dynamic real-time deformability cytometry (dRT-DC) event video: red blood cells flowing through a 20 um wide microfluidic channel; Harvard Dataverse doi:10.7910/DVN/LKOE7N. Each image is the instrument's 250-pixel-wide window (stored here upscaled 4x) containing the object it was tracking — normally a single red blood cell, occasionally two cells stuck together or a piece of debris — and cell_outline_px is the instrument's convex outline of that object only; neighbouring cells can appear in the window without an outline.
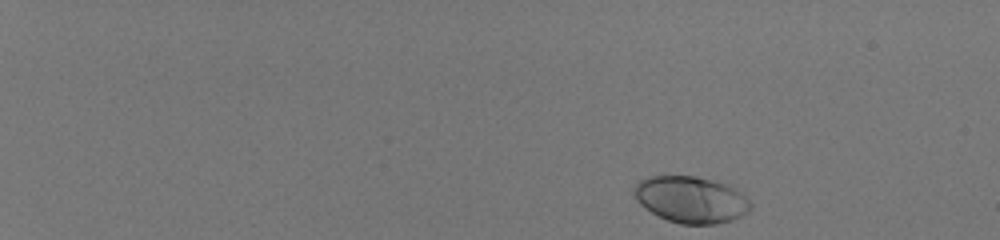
{"species": "human", "species_latin": "Homo sapiens", "temperature_condition": "room temperature", "stored_images_in_passage": 46, "camera_frame_rate_fps": 3000, "um_per_image_px": 0.085, "donor": {"sex": "male"}, "frame": {"image": 1, "passage_image": 1, "time_ms": 0.0, "image_size_px": [1000, 240], "cell_outline_px": [[752, 208], [748, 212], [732, 220], [716, 224], [680, 224], [668, 220], [644, 208], [636, 200], [632, 192], [636, 184], [640, 180], [648, 176], [696, 176], [724, 184], [740, 192], [752, 204]], "centroid_in_image_um": [58.7, 16.97], "position_along_channel_um": 26.3, "area_um2": 31.44}}
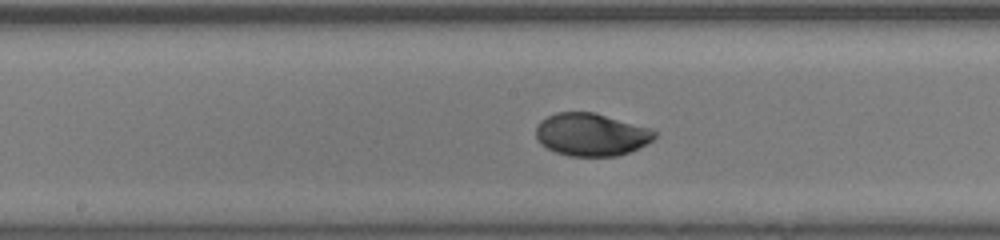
{"frame": {"image": 2, "passage_image": 26, "time_ms": 8.333, "image_size_px": [1000, 240], "cell_outline_px": [[656, 136], [652, 140], [628, 152], [616, 156], [568, 156], [556, 152], [540, 144], [536, 136], [536, 128], [540, 120], [556, 112], [592, 112], [648, 128], [656, 132]], "centroid_in_image_um": [50.19, 11.44], "position_along_channel_um": 198.0, "area_um2": 29.07}}
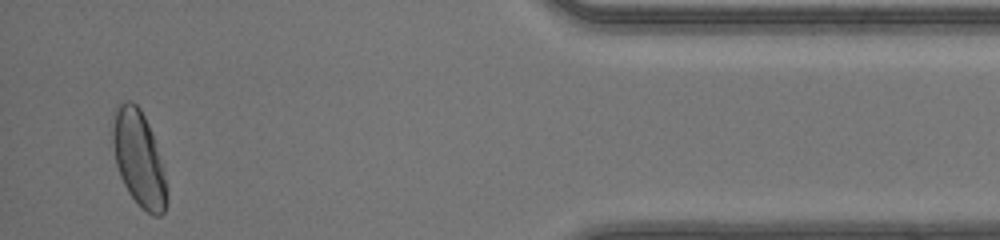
{"frame": {"image": 3, "passage_image": 45, "time_ms": 14.667, "image_size_px": [1000, 240], "cell_outline_px": [[168, 200], [164, 212], [160, 216], [152, 216], [140, 208], [128, 192], [120, 176], [116, 164], [112, 140], [112, 112], [116, 104], [124, 100], [132, 100], [140, 108], [152, 132], [160, 160], [164, 176], [168, 196]], "centroid_in_image_um": [11.77, 13.46], "position_along_channel_um": 423.4, "area_um2": 30.4}, "authors_computed_cell_mechanics": {"area_um2": 29.6514, "velocity_mm_per_s": 4.1914, "shape_relaxation_time_tau1_ms": 2.3545, "shape_relaxation_time_tau2_ms": null, "deformation_change_tau1": 0.1315, "deformation_change_tau2": null}}